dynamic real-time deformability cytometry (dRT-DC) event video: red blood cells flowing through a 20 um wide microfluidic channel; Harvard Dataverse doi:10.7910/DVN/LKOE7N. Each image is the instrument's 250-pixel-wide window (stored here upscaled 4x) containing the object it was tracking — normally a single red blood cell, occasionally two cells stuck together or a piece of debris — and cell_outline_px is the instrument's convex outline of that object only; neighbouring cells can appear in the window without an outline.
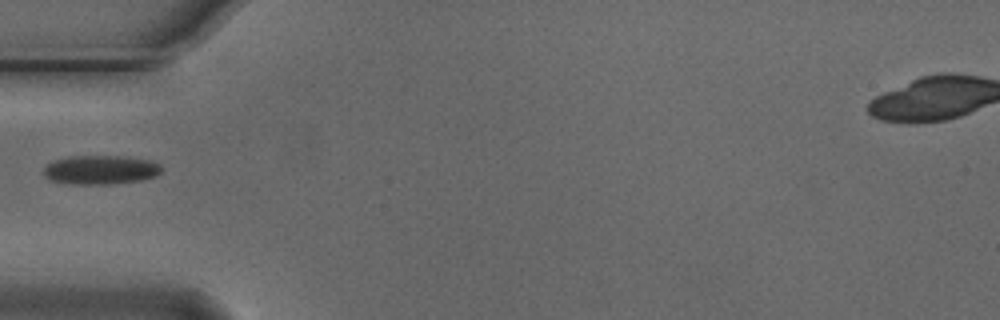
{"species": "Egyptian fruit bat (a non-hibernating species)", "species_latin": "Rousettus aegyptiacus", "temperature_condition": "cold", "stored_images_in_passage": 38, "camera_frame_rate_fps": 3000, "um_per_image_px": 0.085, "animal": {"sex": "male"}, "frame": {"image": 1, "passage_image": 1, "time_ms": 0.0, "image_size_px": [1000, 320], "cell_outline_px": [[164, 168], [156, 176], [140, 180], [112, 184], [68, 184], [48, 180], [44, 176], [44, 168], [52, 160], [68, 156], [120, 156], [152, 160], [160, 164]], "centroid_in_image_um": [8.54, 14.43], "position_along_channel_um": 76.5, "area_um2": 20.23}}
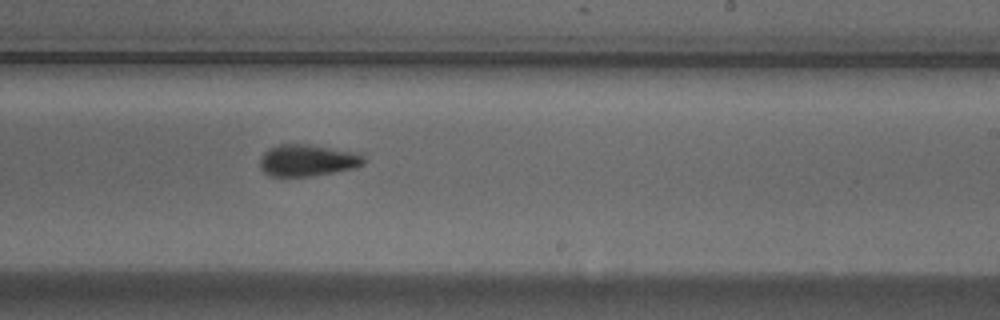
{"frame": {"image": 2, "passage_image": 16, "time_ms": 5.0, "image_size_px": [1000, 320], "cell_outline_px": [[364, 164], [356, 168], [312, 176], [268, 176], [260, 168], [260, 156], [268, 148], [280, 144], [304, 144], [360, 152], [364, 156]], "centroid_in_image_um": [26.14, 13.63], "position_along_channel_um": 262.9, "area_um2": 19.42}}
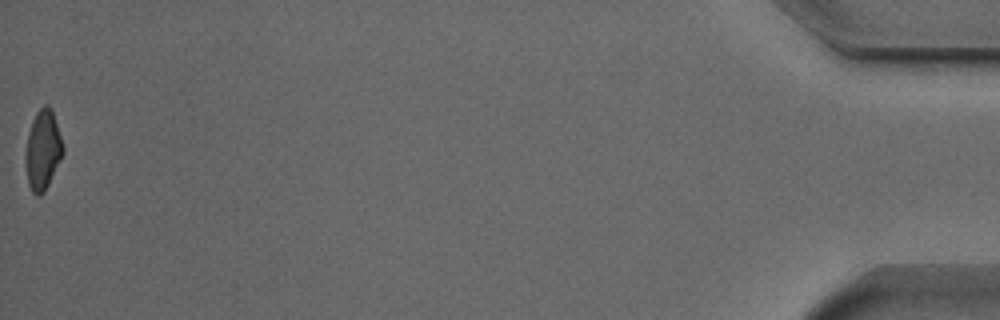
{"frame": {"image": 3, "passage_image": 38, "time_ms": 12.333, "image_size_px": [1000, 320], "cell_outline_px": [[64, 152], [44, 192], [40, 196], [36, 196], [32, 192], [28, 184], [24, 164], [24, 156], [28, 132], [32, 120], [36, 112], [44, 104], [48, 104], [52, 108], [64, 148]], "centroid_in_image_um": [3.61, 12.74], "position_along_channel_um": 431.6, "area_um2": 17.63}}